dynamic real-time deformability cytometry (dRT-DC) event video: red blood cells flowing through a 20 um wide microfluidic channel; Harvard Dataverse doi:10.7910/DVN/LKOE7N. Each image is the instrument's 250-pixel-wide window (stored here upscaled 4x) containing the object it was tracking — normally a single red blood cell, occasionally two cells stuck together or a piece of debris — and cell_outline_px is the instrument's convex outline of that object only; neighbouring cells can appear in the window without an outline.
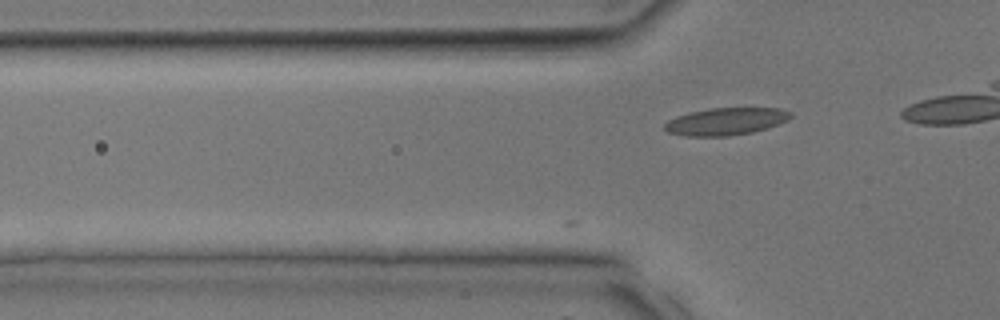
{"species": "common noctule bat (a hibernating species)", "species_latin": "Nyctalus noctula", "temperature_condition": "room temperature", "stored_images_in_passage": 7, "camera_frame_rate_fps": 3000, "um_per_image_px": 0.085, "animal": {"sex": "male", "body_mass_g": 17.9, "forearm_length_mm": 54.2}, "frame": {"image": 1, "passage_image": 7, "time_ms": 2.0, "image_size_px": [1000, 320], "cell_outline_px": [[792, 116], [788, 120], [768, 128], [752, 132], [728, 136], [684, 136], [668, 132], [664, 128], [664, 124], [668, 120], [676, 116], [688, 112], [712, 108], [780, 108], [792, 112]], "centroid_in_image_um": [61.7, 10.32], "position_along_channel_um": 64.1, "area_um2": 20.17}}